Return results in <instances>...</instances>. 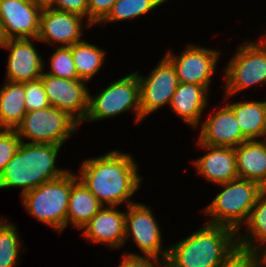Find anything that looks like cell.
<instances>
[{
    "instance_id": "cell-1",
    "label": "cell",
    "mask_w": 266,
    "mask_h": 267,
    "mask_svg": "<svg viewBox=\"0 0 266 267\" xmlns=\"http://www.w3.org/2000/svg\"><path fill=\"white\" fill-rule=\"evenodd\" d=\"M79 172L78 179L103 206L135 203L129 198L143 180L133 157L117 150L83 161Z\"/></svg>"
},
{
    "instance_id": "cell-2",
    "label": "cell",
    "mask_w": 266,
    "mask_h": 267,
    "mask_svg": "<svg viewBox=\"0 0 266 267\" xmlns=\"http://www.w3.org/2000/svg\"><path fill=\"white\" fill-rule=\"evenodd\" d=\"M237 249V233L233 229L205 223L168 248L166 267H217Z\"/></svg>"
},
{
    "instance_id": "cell-3",
    "label": "cell",
    "mask_w": 266,
    "mask_h": 267,
    "mask_svg": "<svg viewBox=\"0 0 266 267\" xmlns=\"http://www.w3.org/2000/svg\"><path fill=\"white\" fill-rule=\"evenodd\" d=\"M61 146L26 143L22 140L17 152L0 174V189L21 188V196L42 183L64 176L67 169L56 166Z\"/></svg>"
},
{
    "instance_id": "cell-4",
    "label": "cell",
    "mask_w": 266,
    "mask_h": 267,
    "mask_svg": "<svg viewBox=\"0 0 266 267\" xmlns=\"http://www.w3.org/2000/svg\"><path fill=\"white\" fill-rule=\"evenodd\" d=\"M218 185L224 190L204 209L210 216L207 223L229 227L237 233L264 188L255 181L242 178Z\"/></svg>"
},
{
    "instance_id": "cell-5",
    "label": "cell",
    "mask_w": 266,
    "mask_h": 267,
    "mask_svg": "<svg viewBox=\"0 0 266 267\" xmlns=\"http://www.w3.org/2000/svg\"><path fill=\"white\" fill-rule=\"evenodd\" d=\"M70 191L71 172L69 171L64 176L42 183L22 195V204L36 220L62 233L66 228Z\"/></svg>"
},
{
    "instance_id": "cell-6",
    "label": "cell",
    "mask_w": 266,
    "mask_h": 267,
    "mask_svg": "<svg viewBox=\"0 0 266 267\" xmlns=\"http://www.w3.org/2000/svg\"><path fill=\"white\" fill-rule=\"evenodd\" d=\"M129 110L136 113V123L142 121L140 84L136 72L110 83L96 96L89 94L88 113L84 121H100Z\"/></svg>"
},
{
    "instance_id": "cell-7",
    "label": "cell",
    "mask_w": 266,
    "mask_h": 267,
    "mask_svg": "<svg viewBox=\"0 0 266 267\" xmlns=\"http://www.w3.org/2000/svg\"><path fill=\"white\" fill-rule=\"evenodd\" d=\"M80 123L69 113L53 106L27 112L21 124L15 129L22 141L62 146Z\"/></svg>"
},
{
    "instance_id": "cell-8",
    "label": "cell",
    "mask_w": 266,
    "mask_h": 267,
    "mask_svg": "<svg viewBox=\"0 0 266 267\" xmlns=\"http://www.w3.org/2000/svg\"><path fill=\"white\" fill-rule=\"evenodd\" d=\"M263 42L245 41L230 59L225 68V99L233 94L265 83L266 81V38Z\"/></svg>"
},
{
    "instance_id": "cell-9",
    "label": "cell",
    "mask_w": 266,
    "mask_h": 267,
    "mask_svg": "<svg viewBox=\"0 0 266 267\" xmlns=\"http://www.w3.org/2000/svg\"><path fill=\"white\" fill-rule=\"evenodd\" d=\"M138 75L140 84V107L143 118L164 105H170L179 80L172 62L164 56L154 70L145 77Z\"/></svg>"
},
{
    "instance_id": "cell-10",
    "label": "cell",
    "mask_w": 266,
    "mask_h": 267,
    "mask_svg": "<svg viewBox=\"0 0 266 267\" xmlns=\"http://www.w3.org/2000/svg\"><path fill=\"white\" fill-rule=\"evenodd\" d=\"M126 208L125 242L131 236L143 255L158 258L161 256V260H166L168 248H161V230L154 218L152 210L147 205L137 202L127 205Z\"/></svg>"
},
{
    "instance_id": "cell-11",
    "label": "cell",
    "mask_w": 266,
    "mask_h": 267,
    "mask_svg": "<svg viewBox=\"0 0 266 267\" xmlns=\"http://www.w3.org/2000/svg\"><path fill=\"white\" fill-rule=\"evenodd\" d=\"M42 80L48 102L59 110L69 113L79 123L88 113L89 89L81 79L60 78L42 73Z\"/></svg>"
},
{
    "instance_id": "cell-12",
    "label": "cell",
    "mask_w": 266,
    "mask_h": 267,
    "mask_svg": "<svg viewBox=\"0 0 266 267\" xmlns=\"http://www.w3.org/2000/svg\"><path fill=\"white\" fill-rule=\"evenodd\" d=\"M220 52L189 44L181 55L176 56L169 50L165 56L174 65L180 83L201 85L209 91Z\"/></svg>"
},
{
    "instance_id": "cell-13",
    "label": "cell",
    "mask_w": 266,
    "mask_h": 267,
    "mask_svg": "<svg viewBox=\"0 0 266 267\" xmlns=\"http://www.w3.org/2000/svg\"><path fill=\"white\" fill-rule=\"evenodd\" d=\"M41 11L31 0H0L5 39H37Z\"/></svg>"
},
{
    "instance_id": "cell-14",
    "label": "cell",
    "mask_w": 266,
    "mask_h": 267,
    "mask_svg": "<svg viewBox=\"0 0 266 267\" xmlns=\"http://www.w3.org/2000/svg\"><path fill=\"white\" fill-rule=\"evenodd\" d=\"M84 17L54 8L42 9L37 41L71 46L82 41Z\"/></svg>"
},
{
    "instance_id": "cell-15",
    "label": "cell",
    "mask_w": 266,
    "mask_h": 267,
    "mask_svg": "<svg viewBox=\"0 0 266 267\" xmlns=\"http://www.w3.org/2000/svg\"><path fill=\"white\" fill-rule=\"evenodd\" d=\"M33 40L7 39L1 48L9 50L6 78L12 82H29L40 79L44 62L37 52Z\"/></svg>"
},
{
    "instance_id": "cell-16",
    "label": "cell",
    "mask_w": 266,
    "mask_h": 267,
    "mask_svg": "<svg viewBox=\"0 0 266 267\" xmlns=\"http://www.w3.org/2000/svg\"><path fill=\"white\" fill-rule=\"evenodd\" d=\"M82 229L83 237L92 243L118 249L125 243V212L103 206Z\"/></svg>"
},
{
    "instance_id": "cell-17",
    "label": "cell",
    "mask_w": 266,
    "mask_h": 267,
    "mask_svg": "<svg viewBox=\"0 0 266 267\" xmlns=\"http://www.w3.org/2000/svg\"><path fill=\"white\" fill-rule=\"evenodd\" d=\"M217 111L201 123L198 141L206 145L232 148L246 141L233 110L225 105Z\"/></svg>"
},
{
    "instance_id": "cell-18",
    "label": "cell",
    "mask_w": 266,
    "mask_h": 267,
    "mask_svg": "<svg viewBox=\"0 0 266 267\" xmlns=\"http://www.w3.org/2000/svg\"><path fill=\"white\" fill-rule=\"evenodd\" d=\"M197 142L199 147L207 150L204 156L193 161L198 174L217 185L239 178L235 148L211 146Z\"/></svg>"
},
{
    "instance_id": "cell-19",
    "label": "cell",
    "mask_w": 266,
    "mask_h": 267,
    "mask_svg": "<svg viewBox=\"0 0 266 267\" xmlns=\"http://www.w3.org/2000/svg\"><path fill=\"white\" fill-rule=\"evenodd\" d=\"M208 93L204 86L179 83L169 106L184 122L198 128L203 110L208 105Z\"/></svg>"
},
{
    "instance_id": "cell-20",
    "label": "cell",
    "mask_w": 266,
    "mask_h": 267,
    "mask_svg": "<svg viewBox=\"0 0 266 267\" xmlns=\"http://www.w3.org/2000/svg\"><path fill=\"white\" fill-rule=\"evenodd\" d=\"M238 177L266 187V138L246 140L235 147Z\"/></svg>"
},
{
    "instance_id": "cell-21",
    "label": "cell",
    "mask_w": 266,
    "mask_h": 267,
    "mask_svg": "<svg viewBox=\"0 0 266 267\" xmlns=\"http://www.w3.org/2000/svg\"><path fill=\"white\" fill-rule=\"evenodd\" d=\"M103 207L89 189L71 171V191L69 195L66 228L72 223L76 229H82Z\"/></svg>"
},
{
    "instance_id": "cell-22",
    "label": "cell",
    "mask_w": 266,
    "mask_h": 267,
    "mask_svg": "<svg viewBox=\"0 0 266 267\" xmlns=\"http://www.w3.org/2000/svg\"><path fill=\"white\" fill-rule=\"evenodd\" d=\"M6 81L0 89V129H16L27 113L25 82Z\"/></svg>"
},
{
    "instance_id": "cell-23",
    "label": "cell",
    "mask_w": 266,
    "mask_h": 267,
    "mask_svg": "<svg viewBox=\"0 0 266 267\" xmlns=\"http://www.w3.org/2000/svg\"><path fill=\"white\" fill-rule=\"evenodd\" d=\"M234 112L247 140H258L266 136V101H243L227 104Z\"/></svg>"
},
{
    "instance_id": "cell-24",
    "label": "cell",
    "mask_w": 266,
    "mask_h": 267,
    "mask_svg": "<svg viewBox=\"0 0 266 267\" xmlns=\"http://www.w3.org/2000/svg\"><path fill=\"white\" fill-rule=\"evenodd\" d=\"M246 233L237 232L239 249L254 252L266 242V189L264 188L253 206L246 222ZM257 241V243H256ZM259 243V244H258Z\"/></svg>"
},
{
    "instance_id": "cell-25",
    "label": "cell",
    "mask_w": 266,
    "mask_h": 267,
    "mask_svg": "<svg viewBox=\"0 0 266 267\" xmlns=\"http://www.w3.org/2000/svg\"><path fill=\"white\" fill-rule=\"evenodd\" d=\"M79 79L89 81L104 64L105 52L94 44L82 40L70 46Z\"/></svg>"
},
{
    "instance_id": "cell-26",
    "label": "cell",
    "mask_w": 266,
    "mask_h": 267,
    "mask_svg": "<svg viewBox=\"0 0 266 267\" xmlns=\"http://www.w3.org/2000/svg\"><path fill=\"white\" fill-rule=\"evenodd\" d=\"M0 216V267H15L22 243L17 227Z\"/></svg>"
},
{
    "instance_id": "cell-27",
    "label": "cell",
    "mask_w": 266,
    "mask_h": 267,
    "mask_svg": "<svg viewBox=\"0 0 266 267\" xmlns=\"http://www.w3.org/2000/svg\"><path fill=\"white\" fill-rule=\"evenodd\" d=\"M159 5H161L160 0H117L108 16L100 24L140 17Z\"/></svg>"
},
{
    "instance_id": "cell-28",
    "label": "cell",
    "mask_w": 266,
    "mask_h": 267,
    "mask_svg": "<svg viewBox=\"0 0 266 267\" xmlns=\"http://www.w3.org/2000/svg\"><path fill=\"white\" fill-rule=\"evenodd\" d=\"M49 57L50 71L46 74L60 78L79 79L70 46H59Z\"/></svg>"
},
{
    "instance_id": "cell-29",
    "label": "cell",
    "mask_w": 266,
    "mask_h": 267,
    "mask_svg": "<svg viewBox=\"0 0 266 267\" xmlns=\"http://www.w3.org/2000/svg\"><path fill=\"white\" fill-rule=\"evenodd\" d=\"M25 106L27 112L50 106L41 79L25 82Z\"/></svg>"
},
{
    "instance_id": "cell-30",
    "label": "cell",
    "mask_w": 266,
    "mask_h": 267,
    "mask_svg": "<svg viewBox=\"0 0 266 267\" xmlns=\"http://www.w3.org/2000/svg\"><path fill=\"white\" fill-rule=\"evenodd\" d=\"M21 142L15 129H0V174L17 152Z\"/></svg>"
},
{
    "instance_id": "cell-31",
    "label": "cell",
    "mask_w": 266,
    "mask_h": 267,
    "mask_svg": "<svg viewBox=\"0 0 266 267\" xmlns=\"http://www.w3.org/2000/svg\"><path fill=\"white\" fill-rule=\"evenodd\" d=\"M117 0H88L87 27L100 24L110 13L113 4Z\"/></svg>"
},
{
    "instance_id": "cell-32",
    "label": "cell",
    "mask_w": 266,
    "mask_h": 267,
    "mask_svg": "<svg viewBox=\"0 0 266 267\" xmlns=\"http://www.w3.org/2000/svg\"><path fill=\"white\" fill-rule=\"evenodd\" d=\"M136 253L125 254L118 267H166L165 260L150 255H140Z\"/></svg>"
},
{
    "instance_id": "cell-33",
    "label": "cell",
    "mask_w": 266,
    "mask_h": 267,
    "mask_svg": "<svg viewBox=\"0 0 266 267\" xmlns=\"http://www.w3.org/2000/svg\"><path fill=\"white\" fill-rule=\"evenodd\" d=\"M217 267H257L256 256L252 251H246L238 248Z\"/></svg>"
},
{
    "instance_id": "cell-34",
    "label": "cell",
    "mask_w": 266,
    "mask_h": 267,
    "mask_svg": "<svg viewBox=\"0 0 266 267\" xmlns=\"http://www.w3.org/2000/svg\"><path fill=\"white\" fill-rule=\"evenodd\" d=\"M52 8L80 15L88 20V0H56Z\"/></svg>"
},
{
    "instance_id": "cell-35",
    "label": "cell",
    "mask_w": 266,
    "mask_h": 267,
    "mask_svg": "<svg viewBox=\"0 0 266 267\" xmlns=\"http://www.w3.org/2000/svg\"><path fill=\"white\" fill-rule=\"evenodd\" d=\"M257 267H266V242L261 247L259 246L255 251Z\"/></svg>"
},
{
    "instance_id": "cell-36",
    "label": "cell",
    "mask_w": 266,
    "mask_h": 267,
    "mask_svg": "<svg viewBox=\"0 0 266 267\" xmlns=\"http://www.w3.org/2000/svg\"><path fill=\"white\" fill-rule=\"evenodd\" d=\"M31 1L41 9L52 8L56 3V0H31Z\"/></svg>"
},
{
    "instance_id": "cell-37",
    "label": "cell",
    "mask_w": 266,
    "mask_h": 267,
    "mask_svg": "<svg viewBox=\"0 0 266 267\" xmlns=\"http://www.w3.org/2000/svg\"><path fill=\"white\" fill-rule=\"evenodd\" d=\"M6 41L3 32H2V28H1V23H0V47L3 46L4 42Z\"/></svg>"
},
{
    "instance_id": "cell-38",
    "label": "cell",
    "mask_w": 266,
    "mask_h": 267,
    "mask_svg": "<svg viewBox=\"0 0 266 267\" xmlns=\"http://www.w3.org/2000/svg\"><path fill=\"white\" fill-rule=\"evenodd\" d=\"M165 1H168V0H160L161 4H163Z\"/></svg>"
}]
</instances>
